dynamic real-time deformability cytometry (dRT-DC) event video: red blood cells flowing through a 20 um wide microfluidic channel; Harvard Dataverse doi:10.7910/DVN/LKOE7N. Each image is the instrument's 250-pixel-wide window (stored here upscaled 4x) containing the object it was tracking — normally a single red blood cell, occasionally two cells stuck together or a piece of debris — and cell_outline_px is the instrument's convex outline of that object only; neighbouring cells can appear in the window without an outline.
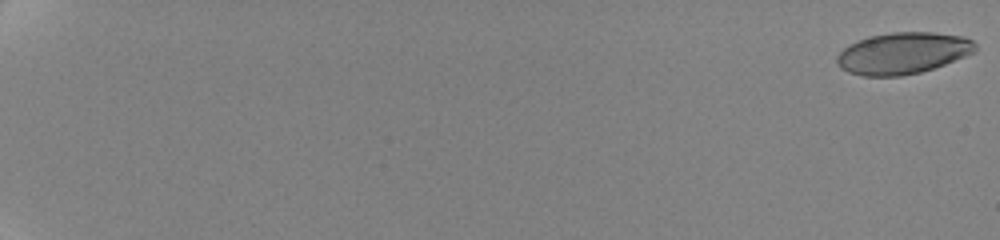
{"species": "human", "species_latin": "Homo sapiens", "temperature_condition": "cold", "stored_images_in_passage": 29, "camera_frame_rate_fps": 3000, "um_per_image_px": 0.085, "donor": {"sex": "female"}, "frame": {"image": 1, "passage_image": 1, "time_ms": 0.0, "image_size_px": [1000, 240], "cell_outline_px": [[976, 52], [944, 64], [920, 72], [900, 76], [864, 76], [848, 72], [840, 68], [836, 64], [836, 56], [848, 44], [872, 36], [892, 32], [932, 32], [964, 36], [972, 40], [976, 44]], "centroid_in_image_um": [76.74, 4.52], "position_along_channel_um": 8.3, "area_um2": 33.47}}
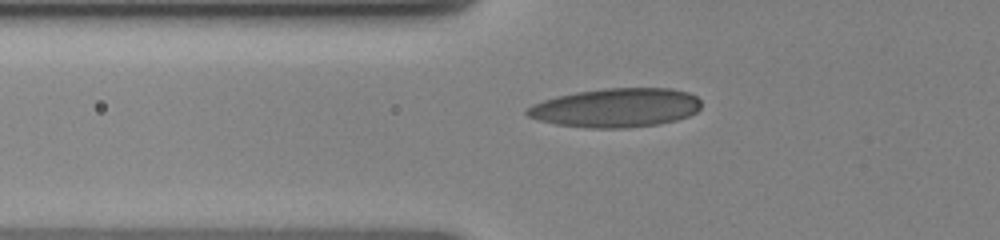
{"frame": {"image": 2, "passage_image": 22, "time_ms": 8.333, "image_size_px": [1000, 240], "cell_outline_px": [[700, 108], [696, 112], [688, 116], [676, 120], [656, 124], [624, 128], [588, 128], [556, 124], [536, 120], [528, 116], [524, 112], [532, 104], [556, 96], [576, 92], [604, 88], [672, 88], [688, 92], [696, 96], [700, 100]], "centroid_in_image_um": [52.34, 9.15], "position_along_channel_um": 73.5, "area_um2": 39.65}}
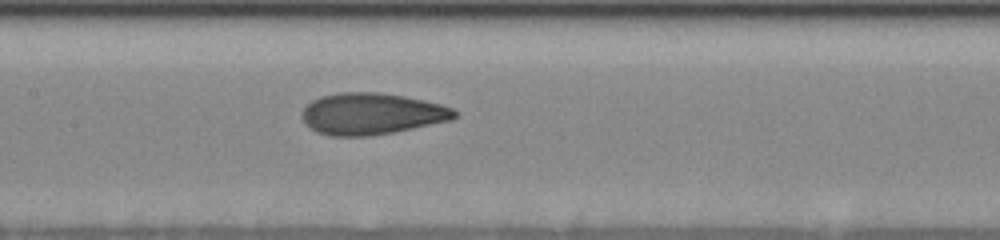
{"frame": {"image": 3, "passage_image": 29, "time_ms": 11.333, "image_size_px": [1000, 240], "cell_outline_px": [[456, 116], [452, 120], [396, 132], [368, 136], [332, 136], [316, 132], [304, 120], [304, 108], [312, 100], [320, 96], [340, 92], [380, 92], [404, 96], [424, 100], [440, 104], [452, 108], [456, 112]], "centroid_in_image_um": [31.62, 9.67], "position_along_channel_um": 175.8, "area_um2": 36.82}}